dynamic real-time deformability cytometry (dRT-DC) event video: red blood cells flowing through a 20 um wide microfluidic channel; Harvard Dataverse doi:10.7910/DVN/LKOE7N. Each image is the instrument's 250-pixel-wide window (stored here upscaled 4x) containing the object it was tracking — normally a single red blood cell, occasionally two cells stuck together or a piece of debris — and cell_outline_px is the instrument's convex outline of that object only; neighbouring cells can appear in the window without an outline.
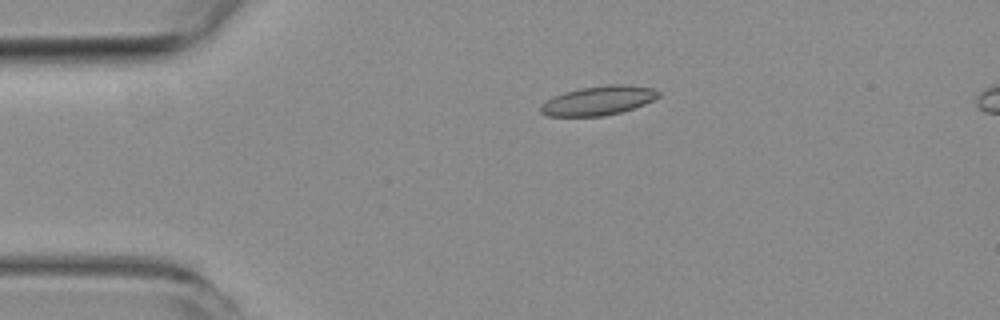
{"species": "common noctule bat (a hibernating species)", "species_latin": "Nyctalus noctula", "temperature_condition": "room temperature", "stored_images_in_passage": 5, "segment_of_instrument_passage": [1, 2], "camera_frame_rate_fps": 3000, "um_per_image_px": 0.085, "animal": {"sex": "female", "body_mass_g": 19.3, "forearm_length_mm": 54.1}, "frame": {"image": 1, "passage_image": 3, "time_ms": 2.333, "image_size_px": [1000, 320], "cell_outline_px": [[660, 96], [644, 104], [620, 112], [604, 116], [548, 116], [540, 112], [540, 108], [552, 96], [564, 92], [580, 88], [608, 84], [628, 84], [652, 88], [660, 92]], "centroid_in_image_um": [50.87, 8.54], "position_along_channel_um": 34.1, "area_um2": 19.94}}